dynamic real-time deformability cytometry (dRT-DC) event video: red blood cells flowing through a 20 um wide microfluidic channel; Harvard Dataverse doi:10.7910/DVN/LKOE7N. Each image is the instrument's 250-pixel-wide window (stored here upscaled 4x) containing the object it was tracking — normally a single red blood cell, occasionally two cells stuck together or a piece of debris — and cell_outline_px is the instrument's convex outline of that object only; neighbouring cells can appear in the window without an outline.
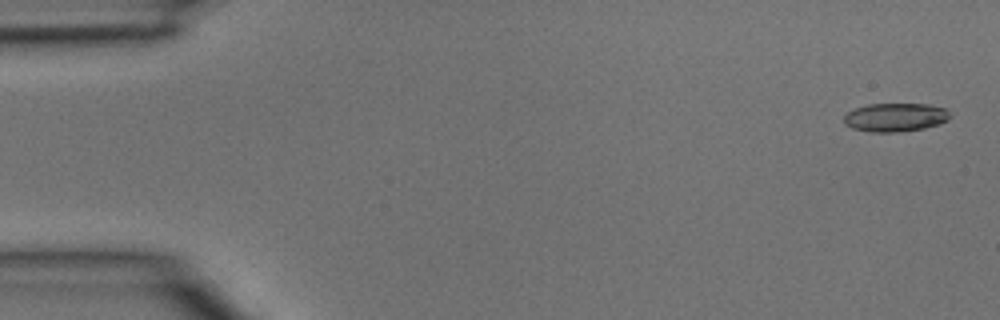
{"species": "common noctule bat (a hibernating species)", "species_latin": "Nyctalus noctula", "temperature_condition": "room temperature", "stored_images_in_passage": 4, "camera_frame_rate_fps": 3000, "um_per_image_px": 0.085, "animal": {"sex": "male", "body_mass_g": 15.6}, "frame": {"image": 1, "passage_image": 1, "time_ms": 0.0, "image_size_px": [1000, 320], "cell_outline_px": [[952, 116], [948, 120], [940, 124], [924, 128], [900, 132], [868, 132], [852, 128], [844, 124], [844, 116], [848, 112], [856, 108], [868, 104], [928, 104], [944, 108]], "centroid_in_image_um": [76.11, 9.98], "position_along_channel_um": 8.9, "area_um2": 17.74}}
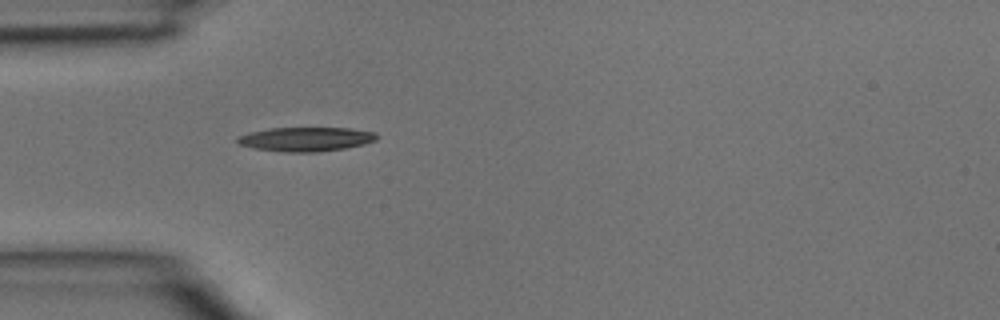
{"frame": {"image": 2, "passage_image": 4, "time_ms": 1.0, "image_size_px": [1000, 320], "cell_outline_px": [[380, 136], [376, 140], [364, 144], [344, 148], [316, 152], [284, 152], [256, 148], [240, 144], [236, 140], [236, 136], [248, 132], [268, 128], [348, 128], [376, 132]], "centroid_in_image_um": [26.01, 11.82], "position_along_channel_um": 59.0, "area_um2": 19.65}}